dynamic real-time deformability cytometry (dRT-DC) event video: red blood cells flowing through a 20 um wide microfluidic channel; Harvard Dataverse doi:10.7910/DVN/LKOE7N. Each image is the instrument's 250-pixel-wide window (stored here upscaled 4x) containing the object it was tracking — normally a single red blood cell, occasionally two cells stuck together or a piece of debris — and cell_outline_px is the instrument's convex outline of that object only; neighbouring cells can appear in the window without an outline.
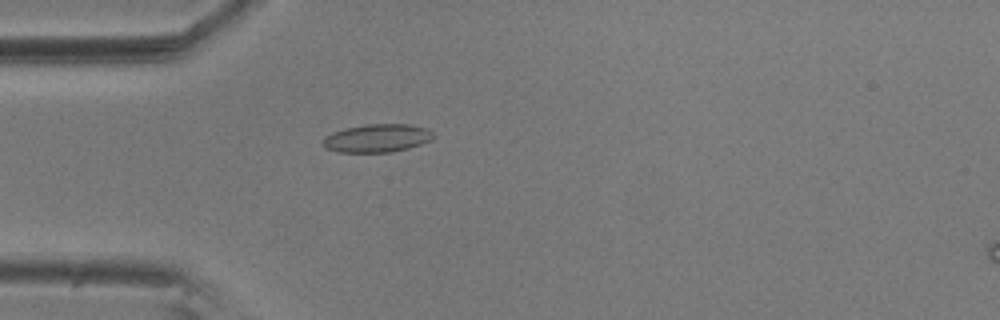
{"species": "common noctule bat (a hibernating species)", "species_latin": "Nyctalus noctula", "temperature_condition": "room temperature", "stored_images_in_passage": 56, "camera_frame_rate_fps": 3000, "um_per_image_px": 0.085, "animal": {"sex": "male", "body_mass_g": 20.5, "forearm_length_mm": 52.5}, "frame": {"image": 1, "passage_image": 16, "time_ms": 5.0, "image_size_px": [1000, 320], "cell_outline_px": [[436, 136], [432, 140], [408, 148], [392, 152], [336, 152], [324, 148], [324, 136], [332, 132], [344, 128], [364, 124], [408, 124], [428, 128]], "centroid_in_image_um": [32.06, 11.74], "position_along_channel_um": 52.9, "area_um2": 18.32}}
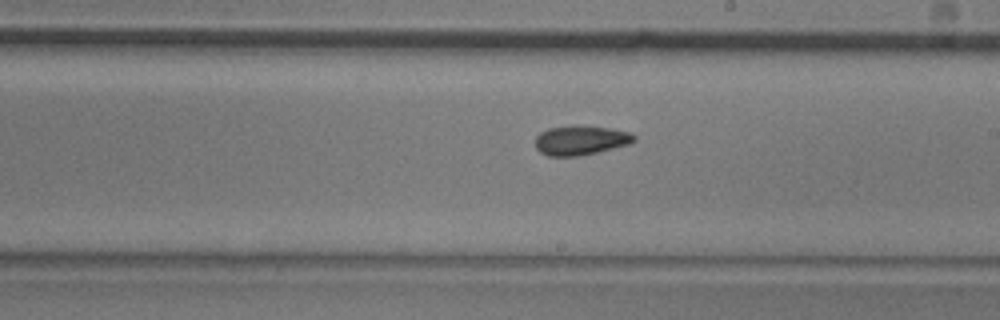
{"frame": {"image": 2, "passage_image": 32, "time_ms": 10.333, "image_size_px": [1000, 320], "cell_outline_px": [[636, 140], [628, 144], [596, 152], [576, 156], [548, 156], [540, 152], [536, 148], [536, 136], [540, 132], [548, 128], [608, 128], [632, 132], [636, 136]], "centroid_in_image_um": [49.36, 11.96], "position_along_channel_um": 239.6, "area_um2": 16.18}}
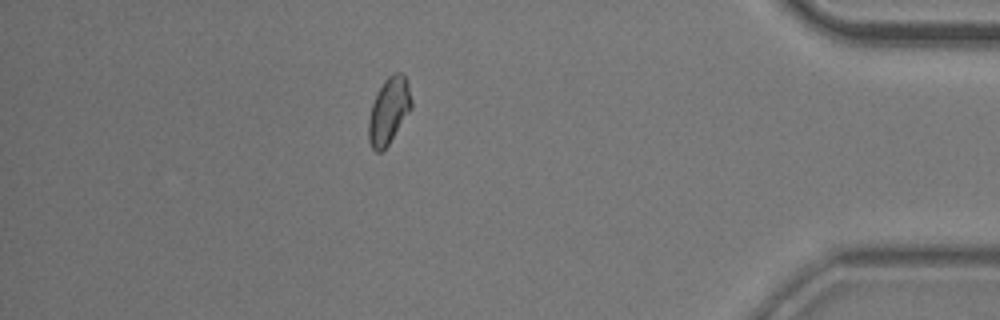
{"frame": {"image": 3, "passage_image": 49, "time_ms": 16.0, "image_size_px": [1000, 320], "cell_outline_px": [[412, 108], [388, 144], [380, 152], [376, 152], [372, 148], [368, 140], [368, 120], [372, 104], [384, 80], [392, 72], [400, 72], [404, 76], [408, 84], [412, 100]], "centroid_in_image_um": [33.05, 9.4], "position_along_channel_um": 402.2, "area_um2": 16.42}, "authors_computed_cell_mechanics": {"area_um2": 16.5597, "velocity_mm_per_s": 3.6148, "shape_relaxation_time_tau1_ms": 9.7387, "shape_relaxation_time_tau2_ms": 4.2455, "deformation_change_tau1": 0.1522, "deformation_change_tau2": 0.0956}}